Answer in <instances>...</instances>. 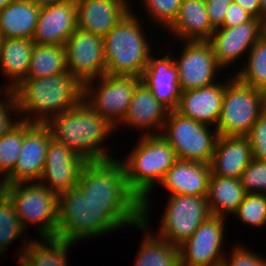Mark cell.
Instances as JSON below:
<instances>
[{
  "label": "cell",
  "mask_w": 266,
  "mask_h": 266,
  "mask_svg": "<svg viewBox=\"0 0 266 266\" xmlns=\"http://www.w3.org/2000/svg\"><path fill=\"white\" fill-rule=\"evenodd\" d=\"M57 209L56 237L75 244L142 223V204H94L77 187L58 196Z\"/></svg>",
  "instance_id": "6da1fadb"
},
{
  "label": "cell",
  "mask_w": 266,
  "mask_h": 266,
  "mask_svg": "<svg viewBox=\"0 0 266 266\" xmlns=\"http://www.w3.org/2000/svg\"><path fill=\"white\" fill-rule=\"evenodd\" d=\"M12 91L18 114L25 116V113L30 112L34 116L26 114L22 119L21 115L20 120L33 124H47L58 114L72 109L83 98V84L68 71L47 77L24 79Z\"/></svg>",
  "instance_id": "7a4b0ae2"
},
{
  "label": "cell",
  "mask_w": 266,
  "mask_h": 266,
  "mask_svg": "<svg viewBox=\"0 0 266 266\" xmlns=\"http://www.w3.org/2000/svg\"><path fill=\"white\" fill-rule=\"evenodd\" d=\"M46 125L54 140L65 144L88 162L114 158L101 145L115 128L83 98L72 109L58 114Z\"/></svg>",
  "instance_id": "3957f363"
},
{
  "label": "cell",
  "mask_w": 266,
  "mask_h": 266,
  "mask_svg": "<svg viewBox=\"0 0 266 266\" xmlns=\"http://www.w3.org/2000/svg\"><path fill=\"white\" fill-rule=\"evenodd\" d=\"M143 133L140 141L129 157L123 161L125 176L129 189L142 202V223L137 227L148 228V212L150 211L149 195L151 189L164 178L168 169L175 163L177 157L172 146L161 134ZM148 218V219H147ZM147 226V227H146Z\"/></svg>",
  "instance_id": "277c9868"
},
{
  "label": "cell",
  "mask_w": 266,
  "mask_h": 266,
  "mask_svg": "<svg viewBox=\"0 0 266 266\" xmlns=\"http://www.w3.org/2000/svg\"><path fill=\"white\" fill-rule=\"evenodd\" d=\"M138 19L131 10L103 37L105 74L142 77L151 55V43Z\"/></svg>",
  "instance_id": "5b68a950"
},
{
  "label": "cell",
  "mask_w": 266,
  "mask_h": 266,
  "mask_svg": "<svg viewBox=\"0 0 266 266\" xmlns=\"http://www.w3.org/2000/svg\"><path fill=\"white\" fill-rule=\"evenodd\" d=\"M266 110V93L231 76L225 86L216 130L220 136H247Z\"/></svg>",
  "instance_id": "8992f818"
},
{
  "label": "cell",
  "mask_w": 266,
  "mask_h": 266,
  "mask_svg": "<svg viewBox=\"0 0 266 266\" xmlns=\"http://www.w3.org/2000/svg\"><path fill=\"white\" fill-rule=\"evenodd\" d=\"M94 204H142L129 189L122 160L87 162L76 186Z\"/></svg>",
  "instance_id": "52a82bcc"
},
{
  "label": "cell",
  "mask_w": 266,
  "mask_h": 266,
  "mask_svg": "<svg viewBox=\"0 0 266 266\" xmlns=\"http://www.w3.org/2000/svg\"><path fill=\"white\" fill-rule=\"evenodd\" d=\"M27 184H10L8 193L22 227L26 229L29 221L32 224H39L36 232L40 237H56L59 195L40 182Z\"/></svg>",
  "instance_id": "ba28073f"
},
{
  "label": "cell",
  "mask_w": 266,
  "mask_h": 266,
  "mask_svg": "<svg viewBox=\"0 0 266 266\" xmlns=\"http://www.w3.org/2000/svg\"><path fill=\"white\" fill-rule=\"evenodd\" d=\"M208 126L173 110L169 111L164 132L160 134L172 146L177 159L210 165L218 133Z\"/></svg>",
  "instance_id": "9c48e42d"
},
{
  "label": "cell",
  "mask_w": 266,
  "mask_h": 266,
  "mask_svg": "<svg viewBox=\"0 0 266 266\" xmlns=\"http://www.w3.org/2000/svg\"><path fill=\"white\" fill-rule=\"evenodd\" d=\"M98 79L100 83L96 88L92 84L94 80L83 85V99L117 129L128 110L134 89L141 81V77L105 74Z\"/></svg>",
  "instance_id": "30bf717a"
},
{
  "label": "cell",
  "mask_w": 266,
  "mask_h": 266,
  "mask_svg": "<svg viewBox=\"0 0 266 266\" xmlns=\"http://www.w3.org/2000/svg\"><path fill=\"white\" fill-rule=\"evenodd\" d=\"M157 237L180 246L210 215L207 196L169 195Z\"/></svg>",
  "instance_id": "8fae6325"
},
{
  "label": "cell",
  "mask_w": 266,
  "mask_h": 266,
  "mask_svg": "<svg viewBox=\"0 0 266 266\" xmlns=\"http://www.w3.org/2000/svg\"><path fill=\"white\" fill-rule=\"evenodd\" d=\"M67 69L81 84L105 75L103 38L76 29L64 44Z\"/></svg>",
  "instance_id": "7c38bea8"
},
{
  "label": "cell",
  "mask_w": 266,
  "mask_h": 266,
  "mask_svg": "<svg viewBox=\"0 0 266 266\" xmlns=\"http://www.w3.org/2000/svg\"><path fill=\"white\" fill-rule=\"evenodd\" d=\"M225 217L210 215L179 246L180 266H221ZM223 253V254H222Z\"/></svg>",
  "instance_id": "4fadbf2b"
},
{
  "label": "cell",
  "mask_w": 266,
  "mask_h": 266,
  "mask_svg": "<svg viewBox=\"0 0 266 266\" xmlns=\"http://www.w3.org/2000/svg\"><path fill=\"white\" fill-rule=\"evenodd\" d=\"M181 56L174 59L178 70L180 91L198 89L215 84L218 65L208 41H187Z\"/></svg>",
  "instance_id": "5bb4252c"
},
{
  "label": "cell",
  "mask_w": 266,
  "mask_h": 266,
  "mask_svg": "<svg viewBox=\"0 0 266 266\" xmlns=\"http://www.w3.org/2000/svg\"><path fill=\"white\" fill-rule=\"evenodd\" d=\"M87 162L65 144L52 138L48 144L45 166L39 182L60 195L77 186L80 173Z\"/></svg>",
  "instance_id": "9a60e30c"
},
{
  "label": "cell",
  "mask_w": 266,
  "mask_h": 266,
  "mask_svg": "<svg viewBox=\"0 0 266 266\" xmlns=\"http://www.w3.org/2000/svg\"><path fill=\"white\" fill-rule=\"evenodd\" d=\"M263 33V22L253 18L238 26L219 27L214 30L208 42L211 44L218 65L229 66L253 47Z\"/></svg>",
  "instance_id": "2e32d148"
},
{
  "label": "cell",
  "mask_w": 266,
  "mask_h": 266,
  "mask_svg": "<svg viewBox=\"0 0 266 266\" xmlns=\"http://www.w3.org/2000/svg\"><path fill=\"white\" fill-rule=\"evenodd\" d=\"M51 139L52 133L46 124H34L25 133L20 156L8 175L10 184L40 181Z\"/></svg>",
  "instance_id": "e0dca14e"
},
{
  "label": "cell",
  "mask_w": 266,
  "mask_h": 266,
  "mask_svg": "<svg viewBox=\"0 0 266 266\" xmlns=\"http://www.w3.org/2000/svg\"><path fill=\"white\" fill-rule=\"evenodd\" d=\"M77 28L76 0L43 6L32 40L39 45H64Z\"/></svg>",
  "instance_id": "ac0fdd59"
},
{
  "label": "cell",
  "mask_w": 266,
  "mask_h": 266,
  "mask_svg": "<svg viewBox=\"0 0 266 266\" xmlns=\"http://www.w3.org/2000/svg\"><path fill=\"white\" fill-rule=\"evenodd\" d=\"M77 27L104 37L131 7L127 0H76Z\"/></svg>",
  "instance_id": "d6986e66"
},
{
  "label": "cell",
  "mask_w": 266,
  "mask_h": 266,
  "mask_svg": "<svg viewBox=\"0 0 266 266\" xmlns=\"http://www.w3.org/2000/svg\"><path fill=\"white\" fill-rule=\"evenodd\" d=\"M227 83L181 92L176 112L200 123L217 126Z\"/></svg>",
  "instance_id": "ffe728a7"
},
{
  "label": "cell",
  "mask_w": 266,
  "mask_h": 266,
  "mask_svg": "<svg viewBox=\"0 0 266 266\" xmlns=\"http://www.w3.org/2000/svg\"><path fill=\"white\" fill-rule=\"evenodd\" d=\"M150 55L141 81L152 91L153 96L169 111L176 110L181 95L177 66L171 52L162 58Z\"/></svg>",
  "instance_id": "44dd1931"
},
{
  "label": "cell",
  "mask_w": 266,
  "mask_h": 266,
  "mask_svg": "<svg viewBox=\"0 0 266 266\" xmlns=\"http://www.w3.org/2000/svg\"><path fill=\"white\" fill-rule=\"evenodd\" d=\"M210 176L209 164L177 159L159 184L169 195L207 196Z\"/></svg>",
  "instance_id": "7402d4cb"
},
{
  "label": "cell",
  "mask_w": 266,
  "mask_h": 266,
  "mask_svg": "<svg viewBox=\"0 0 266 266\" xmlns=\"http://www.w3.org/2000/svg\"><path fill=\"white\" fill-rule=\"evenodd\" d=\"M251 160L252 149L247 136L218 135L210 163L211 173L239 179Z\"/></svg>",
  "instance_id": "603a6c76"
},
{
  "label": "cell",
  "mask_w": 266,
  "mask_h": 266,
  "mask_svg": "<svg viewBox=\"0 0 266 266\" xmlns=\"http://www.w3.org/2000/svg\"><path fill=\"white\" fill-rule=\"evenodd\" d=\"M168 113L169 110L153 96L150 88L140 81L134 89L131 103L120 124L137 129H150V132L158 127L161 129L158 132L162 133Z\"/></svg>",
  "instance_id": "cb8c5ba5"
},
{
  "label": "cell",
  "mask_w": 266,
  "mask_h": 266,
  "mask_svg": "<svg viewBox=\"0 0 266 266\" xmlns=\"http://www.w3.org/2000/svg\"><path fill=\"white\" fill-rule=\"evenodd\" d=\"M186 41H208L214 32L205 0H182L174 22L167 28Z\"/></svg>",
  "instance_id": "d4e9b609"
},
{
  "label": "cell",
  "mask_w": 266,
  "mask_h": 266,
  "mask_svg": "<svg viewBox=\"0 0 266 266\" xmlns=\"http://www.w3.org/2000/svg\"><path fill=\"white\" fill-rule=\"evenodd\" d=\"M34 41L25 38H3L0 46V67L10 78L4 90L15 89L26 77Z\"/></svg>",
  "instance_id": "484cf974"
},
{
  "label": "cell",
  "mask_w": 266,
  "mask_h": 266,
  "mask_svg": "<svg viewBox=\"0 0 266 266\" xmlns=\"http://www.w3.org/2000/svg\"><path fill=\"white\" fill-rule=\"evenodd\" d=\"M41 7L29 0H15L0 12L2 38L32 39Z\"/></svg>",
  "instance_id": "4316f807"
},
{
  "label": "cell",
  "mask_w": 266,
  "mask_h": 266,
  "mask_svg": "<svg viewBox=\"0 0 266 266\" xmlns=\"http://www.w3.org/2000/svg\"><path fill=\"white\" fill-rule=\"evenodd\" d=\"M246 192L240 179L213 175L209 178L207 201L211 215L235 213Z\"/></svg>",
  "instance_id": "83f0119b"
},
{
  "label": "cell",
  "mask_w": 266,
  "mask_h": 266,
  "mask_svg": "<svg viewBox=\"0 0 266 266\" xmlns=\"http://www.w3.org/2000/svg\"><path fill=\"white\" fill-rule=\"evenodd\" d=\"M41 241L27 240L22 249L23 254L35 266H67L66 258L73 242L58 239L57 237H41Z\"/></svg>",
  "instance_id": "f1b7e54d"
},
{
  "label": "cell",
  "mask_w": 266,
  "mask_h": 266,
  "mask_svg": "<svg viewBox=\"0 0 266 266\" xmlns=\"http://www.w3.org/2000/svg\"><path fill=\"white\" fill-rule=\"evenodd\" d=\"M66 71L68 69L64 45L35 44L25 79L47 77Z\"/></svg>",
  "instance_id": "f546056e"
},
{
  "label": "cell",
  "mask_w": 266,
  "mask_h": 266,
  "mask_svg": "<svg viewBox=\"0 0 266 266\" xmlns=\"http://www.w3.org/2000/svg\"><path fill=\"white\" fill-rule=\"evenodd\" d=\"M145 232L134 266H180L178 246Z\"/></svg>",
  "instance_id": "4dcf8cb0"
},
{
  "label": "cell",
  "mask_w": 266,
  "mask_h": 266,
  "mask_svg": "<svg viewBox=\"0 0 266 266\" xmlns=\"http://www.w3.org/2000/svg\"><path fill=\"white\" fill-rule=\"evenodd\" d=\"M245 67L234 76L242 83L266 93V36L257 39L248 52Z\"/></svg>",
  "instance_id": "1f68e13d"
},
{
  "label": "cell",
  "mask_w": 266,
  "mask_h": 266,
  "mask_svg": "<svg viewBox=\"0 0 266 266\" xmlns=\"http://www.w3.org/2000/svg\"><path fill=\"white\" fill-rule=\"evenodd\" d=\"M31 122H18L0 137V172L7 176L14 170L20 156L24 135L33 126Z\"/></svg>",
  "instance_id": "d6a6232c"
},
{
  "label": "cell",
  "mask_w": 266,
  "mask_h": 266,
  "mask_svg": "<svg viewBox=\"0 0 266 266\" xmlns=\"http://www.w3.org/2000/svg\"><path fill=\"white\" fill-rule=\"evenodd\" d=\"M23 231L25 229L20 223L15 208L10 199L7 198L0 203V256L15 239L19 238L18 236Z\"/></svg>",
  "instance_id": "836d02e7"
},
{
  "label": "cell",
  "mask_w": 266,
  "mask_h": 266,
  "mask_svg": "<svg viewBox=\"0 0 266 266\" xmlns=\"http://www.w3.org/2000/svg\"><path fill=\"white\" fill-rule=\"evenodd\" d=\"M244 224L261 227L266 225V194L246 193L234 213Z\"/></svg>",
  "instance_id": "e575fe53"
},
{
  "label": "cell",
  "mask_w": 266,
  "mask_h": 266,
  "mask_svg": "<svg viewBox=\"0 0 266 266\" xmlns=\"http://www.w3.org/2000/svg\"><path fill=\"white\" fill-rule=\"evenodd\" d=\"M182 0H143L146 13L156 24L168 28L176 19Z\"/></svg>",
  "instance_id": "d590c367"
},
{
  "label": "cell",
  "mask_w": 266,
  "mask_h": 266,
  "mask_svg": "<svg viewBox=\"0 0 266 266\" xmlns=\"http://www.w3.org/2000/svg\"><path fill=\"white\" fill-rule=\"evenodd\" d=\"M239 179L246 193L266 194V161L252 159Z\"/></svg>",
  "instance_id": "8d00e7d4"
},
{
  "label": "cell",
  "mask_w": 266,
  "mask_h": 266,
  "mask_svg": "<svg viewBox=\"0 0 266 266\" xmlns=\"http://www.w3.org/2000/svg\"><path fill=\"white\" fill-rule=\"evenodd\" d=\"M247 137L251 144L252 159L266 161V110L253 124Z\"/></svg>",
  "instance_id": "74e56055"
},
{
  "label": "cell",
  "mask_w": 266,
  "mask_h": 266,
  "mask_svg": "<svg viewBox=\"0 0 266 266\" xmlns=\"http://www.w3.org/2000/svg\"><path fill=\"white\" fill-rule=\"evenodd\" d=\"M229 259L223 258L221 266H266V259L249 251L244 246L232 249Z\"/></svg>",
  "instance_id": "f35d334b"
},
{
  "label": "cell",
  "mask_w": 266,
  "mask_h": 266,
  "mask_svg": "<svg viewBox=\"0 0 266 266\" xmlns=\"http://www.w3.org/2000/svg\"><path fill=\"white\" fill-rule=\"evenodd\" d=\"M6 101L0 100V137L8 132L18 121L11 119V114L18 113L17 103L13 91L3 90ZM7 95V96H6ZM13 110V112H12ZM10 111L12 112L10 114Z\"/></svg>",
  "instance_id": "ab89813d"
},
{
  "label": "cell",
  "mask_w": 266,
  "mask_h": 266,
  "mask_svg": "<svg viewBox=\"0 0 266 266\" xmlns=\"http://www.w3.org/2000/svg\"><path fill=\"white\" fill-rule=\"evenodd\" d=\"M232 0H205L210 23L214 29L222 26Z\"/></svg>",
  "instance_id": "60d3db41"
},
{
  "label": "cell",
  "mask_w": 266,
  "mask_h": 266,
  "mask_svg": "<svg viewBox=\"0 0 266 266\" xmlns=\"http://www.w3.org/2000/svg\"><path fill=\"white\" fill-rule=\"evenodd\" d=\"M253 18L254 17L249 14L242 6L232 1L226 11V15L221 27L232 28L244 22L250 21Z\"/></svg>",
  "instance_id": "b9f144b4"
},
{
  "label": "cell",
  "mask_w": 266,
  "mask_h": 266,
  "mask_svg": "<svg viewBox=\"0 0 266 266\" xmlns=\"http://www.w3.org/2000/svg\"><path fill=\"white\" fill-rule=\"evenodd\" d=\"M232 1L242 6L254 18L260 19L262 22L266 18V15L262 12L258 0H232Z\"/></svg>",
  "instance_id": "7bdbcfd3"
},
{
  "label": "cell",
  "mask_w": 266,
  "mask_h": 266,
  "mask_svg": "<svg viewBox=\"0 0 266 266\" xmlns=\"http://www.w3.org/2000/svg\"><path fill=\"white\" fill-rule=\"evenodd\" d=\"M3 174V177L0 176V203H2L3 201H5L8 198V193H9V188H10V182H9V178L6 174ZM2 180V181H1Z\"/></svg>",
  "instance_id": "ee69618b"
},
{
  "label": "cell",
  "mask_w": 266,
  "mask_h": 266,
  "mask_svg": "<svg viewBox=\"0 0 266 266\" xmlns=\"http://www.w3.org/2000/svg\"><path fill=\"white\" fill-rule=\"evenodd\" d=\"M29 1L34 3L37 6L43 7V6L53 5V4H59L67 0H29Z\"/></svg>",
  "instance_id": "f6af8a7d"
},
{
  "label": "cell",
  "mask_w": 266,
  "mask_h": 266,
  "mask_svg": "<svg viewBox=\"0 0 266 266\" xmlns=\"http://www.w3.org/2000/svg\"><path fill=\"white\" fill-rule=\"evenodd\" d=\"M18 263L22 266H35L31 261H29L23 254H19Z\"/></svg>",
  "instance_id": "bcb514c9"
},
{
  "label": "cell",
  "mask_w": 266,
  "mask_h": 266,
  "mask_svg": "<svg viewBox=\"0 0 266 266\" xmlns=\"http://www.w3.org/2000/svg\"><path fill=\"white\" fill-rule=\"evenodd\" d=\"M15 0H0V12Z\"/></svg>",
  "instance_id": "7dc6e473"
},
{
  "label": "cell",
  "mask_w": 266,
  "mask_h": 266,
  "mask_svg": "<svg viewBox=\"0 0 266 266\" xmlns=\"http://www.w3.org/2000/svg\"><path fill=\"white\" fill-rule=\"evenodd\" d=\"M258 1L262 9V12L266 15V0H258Z\"/></svg>",
  "instance_id": "c3c4849f"
},
{
  "label": "cell",
  "mask_w": 266,
  "mask_h": 266,
  "mask_svg": "<svg viewBox=\"0 0 266 266\" xmlns=\"http://www.w3.org/2000/svg\"><path fill=\"white\" fill-rule=\"evenodd\" d=\"M264 36H266V18L263 21V33Z\"/></svg>",
  "instance_id": "681fc988"
},
{
  "label": "cell",
  "mask_w": 266,
  "mask_h": 266,
  "mask_svg": "<svg viewBox=\"0 0 266 266\" xmlns=\"http://www.w3.org/2000/svg\"><path fill=\"white\" fill-rule=\"evenodd\" d=\"M2 36H1V34H0V46H1V43H2Z\"/></svg>",
  "instance_id": "f907efd6"
}]
</instances>
